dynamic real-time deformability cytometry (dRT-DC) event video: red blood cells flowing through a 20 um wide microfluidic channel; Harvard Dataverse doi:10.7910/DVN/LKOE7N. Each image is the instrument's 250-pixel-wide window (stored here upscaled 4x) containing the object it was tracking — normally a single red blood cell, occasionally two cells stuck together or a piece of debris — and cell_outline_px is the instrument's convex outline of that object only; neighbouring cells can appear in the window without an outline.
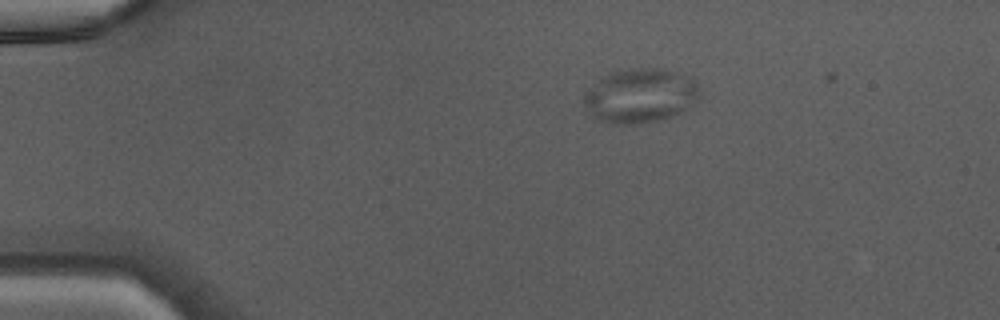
{"species": "Egyptian fruit bat (a non-hibernating species)", "species_latin": "Rousettus aegyptiacus", "temperature_condition": "warm", "stored_images_in_passage": 38, "camera_frame_rate_fps": 3000, "um_per_image_px": 0.085, "animal": {"sex": "male"}, "frame": {"image": 1, "passage_image": 1, "time_ms": 0.0, "image_size_px": [1000, 320], "cell_outline_px": [[700, 100], [688, 108], [672, 116], [640, 124], [612, 124], [600, 120], [584, 104], [584, 96], [588, 88], [604, 76], [612, 72], [628, 68], [664, 68], [688, 76], [696, 80], [700, 92]], "centroid_in_image_um": [54.49, 8.12], "position_along_channel_um": 30.5, "area_um2": 36.65}}
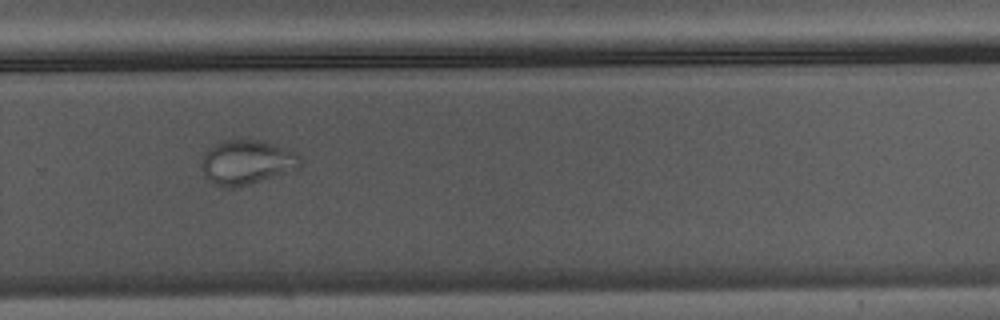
{"frame": {"image": 2, "passage_image": 24, "time_ms": 7.667, "image_size_px": [1000, 320], "cell_outline_px": [[304, 160], [300, 168], [236, 188], [228, 188], [216, 184], [208, 180], [204, 176], [200, 164], [204, 152], [208, 148], [224, 140], [244, 136], [260, 140], [296, 152]], "centroid_in_image_um": [20.96, 13.75], "position_along_channel_um": 308.8, "area_um2": 26.18}}
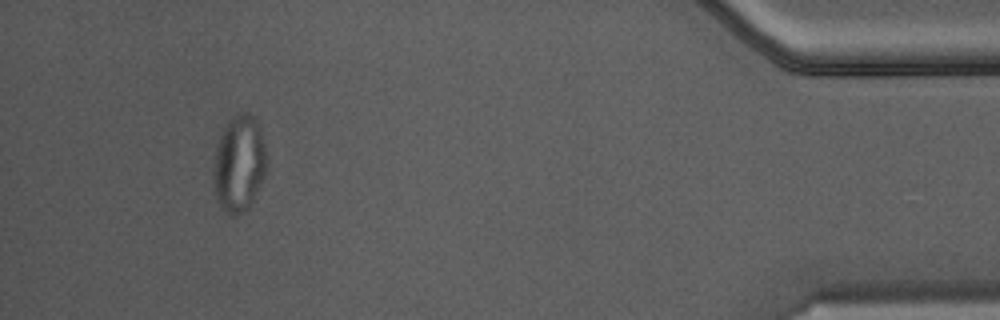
{"frame": {"image": 3, "passage_image": 35, "time_ms": 11.333, "image_size_px": [1000, 320], "cell_outline_px": [[268, 172], [248, 208], [236, 216], [228, 216], [216, 200], [212, 184], [212, 168], [216, 144], [228, 120], [232, 116], [240, 112], [244, 112], [252, 116], [256, 120], [260, 128], [264, 144], [268, 164]], "centroid_in_image_um": [20.31, 13.94], "position_along_channel_um": 414.9, "area_um2": 30.75}}